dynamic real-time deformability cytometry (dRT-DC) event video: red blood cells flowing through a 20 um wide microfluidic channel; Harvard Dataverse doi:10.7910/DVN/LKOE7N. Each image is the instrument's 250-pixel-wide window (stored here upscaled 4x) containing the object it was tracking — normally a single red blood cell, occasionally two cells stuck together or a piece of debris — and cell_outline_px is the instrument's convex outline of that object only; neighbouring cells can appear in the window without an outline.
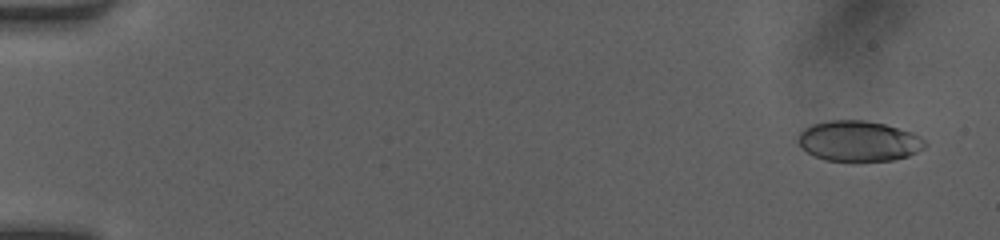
{"species": "human", "species_latin": "Homo sapiens", "temperature_condition": "room temperature", "stored_images_in_passage": 50, "camera_frame_rate_fps": 3000, "um_per_image_px": 0.085, "donor": {"sex": "female"}, "frame": {"image": 1, "passage_image": 3, "time_ms": 0.667, "image_size_px": [1000, 240], "cell_outline_px": [[928, 144], [924, 148], [908, 156], [892, 160], [824, 160], [808, 152], [796, 140], [800, 132], [804, 128], [812, 124], [828, 120], [864, 120], [884, 124], [912, 132], [920, 136]], "centroid_in_image_um": [72.99, 11.97], "position_along_channel_um": 12.0, "area_um2": 29.71}}
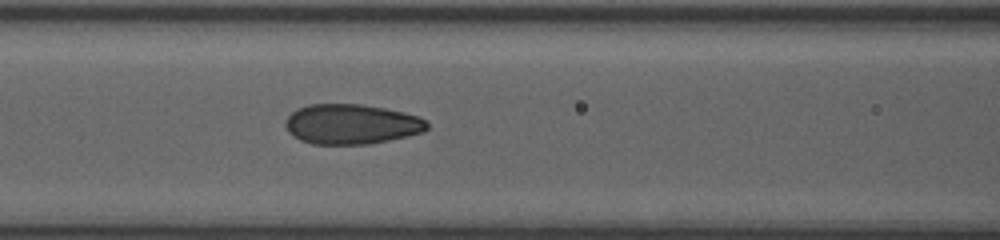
{"frame": {"image": 2, "passage_image": 23, "time_ms": 7.333, "image_size_px": [1000, 240], "cell_outline_px": [[428, 128], [424, 132], [408, 136], [368, 144], [312, 144], [300, 140], [292, 136], [288, 132], [284, 124], [284, 120], [296, 108], [308, 104], [360, 104], [384, 108], [404, 112], [428, 120]], "centroid_in_image_um": [29.85, 10.55], "position_along_channel_um": 136.8, "area_um2": 33.29}}
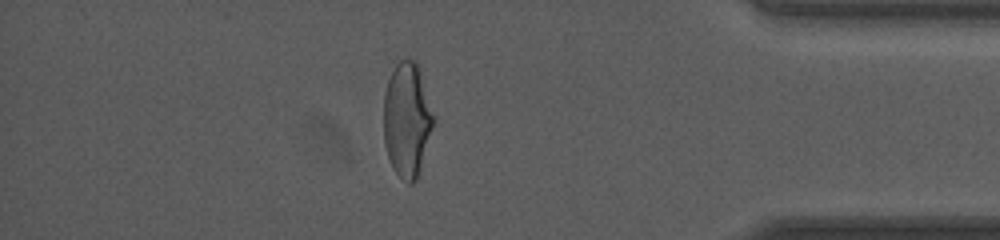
{"frame": {"image": 3, "passage_image": 44, "time_ms": 14.333, "image_size_px": [1000, 240], "cell_outline_px": [[432, 128], [416, 180], [412, 184], [408, 184], [392, 168], [384, 144], [384, 92], [388, 80], [396, 64], [400, 60], [416, 60], [420, 72], [432, 116]], "centroid_in_image_um": [34.55, 10.19], "position_along_channel_um": 400.7, "area_um2": 32.31}, "authors_computed_cell_mechanics": {"area_um2": 32.3391, "velocity_mm_per_s": 4.1993, "shape_relaxation_time_tau1_ms": 5.1195, "shape_relaxation_time_tau2_ms": 0.646, "deformation_change_tau1": 0.1663, "deformation_change_tau2": 0.0604}}